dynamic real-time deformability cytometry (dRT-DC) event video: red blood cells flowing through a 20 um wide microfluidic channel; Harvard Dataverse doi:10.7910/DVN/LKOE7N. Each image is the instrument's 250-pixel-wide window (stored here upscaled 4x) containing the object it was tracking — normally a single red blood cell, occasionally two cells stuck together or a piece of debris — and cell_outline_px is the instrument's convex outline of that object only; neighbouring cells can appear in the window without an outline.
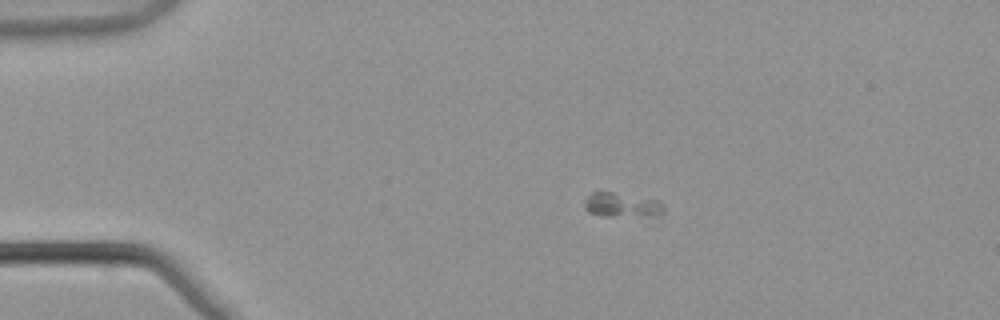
{"species": "common noctule bat (a hibernating species)", "species_latin": "Nyctalus noctula", "temperature_condition": "warm", "stored_images_in_passage": 7, "camera_frame_rate_fps": 3000, "um_per_image_px": 0.085, "animal": {"sex": "male", "body_mass_g": 21.5, "forearm_length_mm": 52.0}, "frame": {"image": 1, "passage_image": 3, "time_ms": 0.667, "image_size_px": [1000, 320], "cell_outline_px": [[664, 212], [652, 216], [600, 216], [588, 212], [584, 208], [584, 200], [592, 192], [612, 192], [660, 200], [664, 204]], "centroid_in_image_um": [52.86, 17.43], "position_along_channel_um": 32.1, "area_um2": 11.44}}